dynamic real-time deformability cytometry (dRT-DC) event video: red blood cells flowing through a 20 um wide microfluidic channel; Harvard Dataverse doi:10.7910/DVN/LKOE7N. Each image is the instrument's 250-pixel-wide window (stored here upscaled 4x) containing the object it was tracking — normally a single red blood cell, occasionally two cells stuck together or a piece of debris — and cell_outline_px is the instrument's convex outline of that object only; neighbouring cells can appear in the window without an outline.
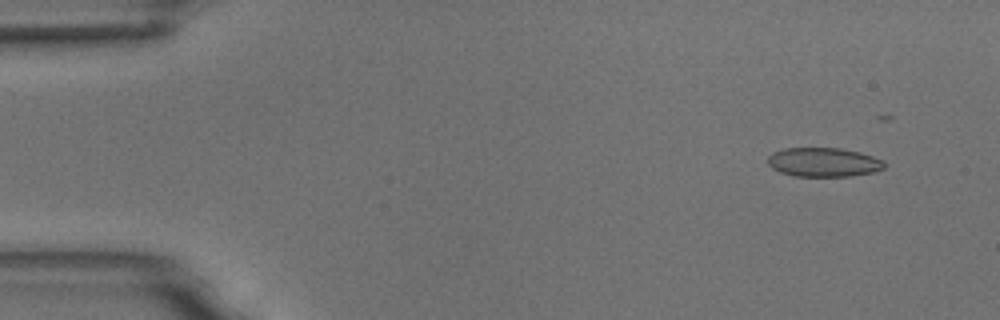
{"species": "common noctule bat (a hibernating species)", "species_latin": "Nyctalus noctula", "temperature_condition": "room temperature", "stored_images_in_passage": 8, "camera_frame_rate_fps": 3000, "um_per_image_px": 0.085, "animal": {"sex": "male", "body_mass_g": 18.8}, "frame": {"image": 1, "passage_image": 1, "time_ms": 0.0, "image_size_px": [1000, 320], "cell_outline_px": [[884, 168], [872, 172], [852, 176], [796, 176], [780, 172], [772, 168], [768, 164], [768, 156], [772, 152], [784, 148], [840, 148], [860, 152], [884, 160]], "centroid_in_image_um": [69.99, 13.78], "position_along_channel_um": 15.0, "area_um2": 19.77}}
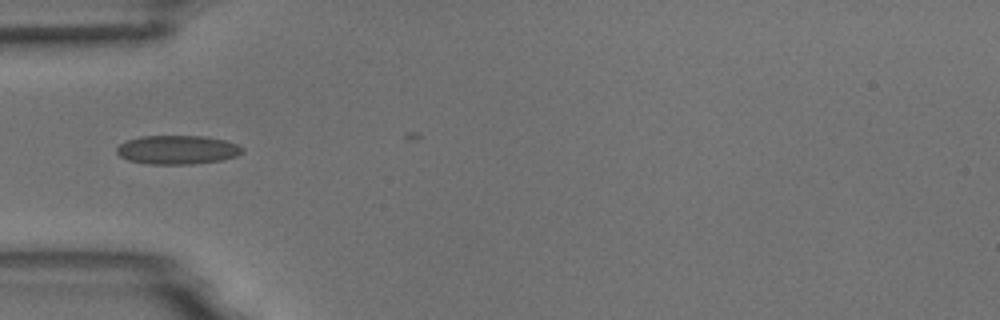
{"frame": {"image": 2, "passage_image": 4, "time_ms": 4.333, "image_size_px": [1000, 320], "cell_outline_px": [[244, 152], [236, 156], [220, 160], [192, 164], [148, 164], [128, 160], [120, 156], [116, 152], [116, 148], [120, 144], [128, 140], [140, 136], [204, 136], [224, 140], [236, 144], [244, 148]], "centroid_in_image_um": [15.07, 12.73], "position_along_channel_um": 69.9, "area_um2": 21.1}}